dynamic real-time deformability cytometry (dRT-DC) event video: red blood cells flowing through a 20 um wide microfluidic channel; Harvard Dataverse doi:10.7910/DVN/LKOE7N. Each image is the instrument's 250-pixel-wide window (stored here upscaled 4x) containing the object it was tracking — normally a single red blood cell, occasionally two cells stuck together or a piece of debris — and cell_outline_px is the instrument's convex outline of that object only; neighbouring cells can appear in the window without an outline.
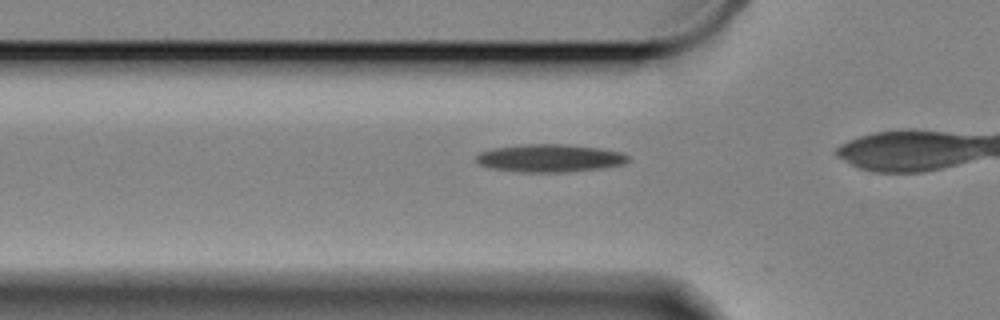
{"species": "Egyptian fruit bat (a non-hibernating species)", "species_latin": "Rousettus aegyptiacus", "temperature_condition": "cold", "stored_images_in_passage": 29, "camera_frame_rate_fps": 3000, "um_per_image_px": 0.085, "animal": {"sex": "female"}, "frame": {"image": 1, "passage_image": 5, "time_ms": 1.333, "image_size_px": [1000, 320], "cell_outline_px": [[628, 160], [624, 164], [600, 168], [564, 172], [520, 172], [488, 168], [480, 164], [476, 160], [476, 156], [480, 152], [492, 148], [520, 144], [560, 144], [600, 148], [624, 152], [628, 156]], "centroid_in_image_um": [46.7, 13.44], "position_along_channel_um": 79.1, "area_um2": 24.68}}
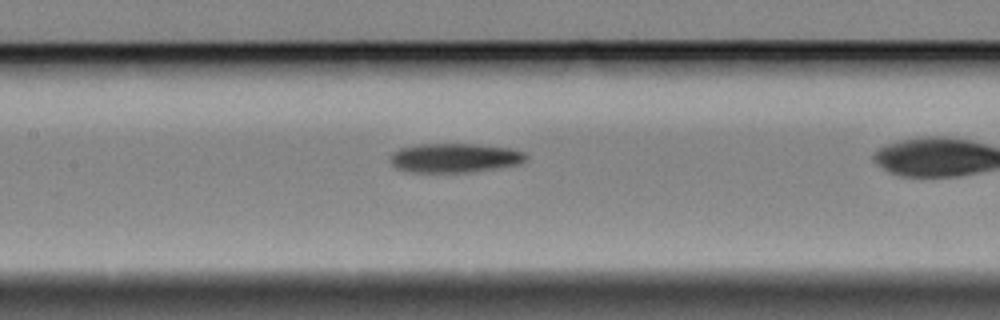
{"frame": {"image": 2, "passage_image": 13, "time_ms": 4.0, "image_size_px": [1000, 320], "cell_outline_px": [[528, 160], [520, 164], [496, 168], [468, 172], [408, 172], [396, 168], [392, 164], [392, 156], [400, 148], [420, 144], [480, 144], [512, 148], [524, 152], [528, 156]], "centroid_in_image_um": [38.73, 13.42], "position_along_channel_um": 168.7, "area_um2": 23.12}}
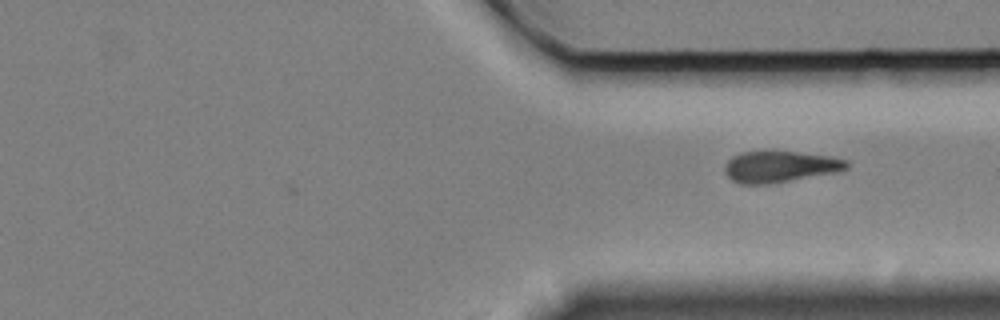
{"frame": {"image": 3, "passage_image": 29, "time_ms": 9.333, "image_size_px": [1000, 320], "cell_outline_px": [[848, 168], [832, 172], [768, 184], [740, 184], [732, 180], [724, 172], [724, 164], [732, 156], [740, 152], [796, 152], [832, 156], [848, 160]], "centroid_in_image_um": [66.24, 14.16], "position_along_channel_um": 345.2, "area_um2": 21.91}}